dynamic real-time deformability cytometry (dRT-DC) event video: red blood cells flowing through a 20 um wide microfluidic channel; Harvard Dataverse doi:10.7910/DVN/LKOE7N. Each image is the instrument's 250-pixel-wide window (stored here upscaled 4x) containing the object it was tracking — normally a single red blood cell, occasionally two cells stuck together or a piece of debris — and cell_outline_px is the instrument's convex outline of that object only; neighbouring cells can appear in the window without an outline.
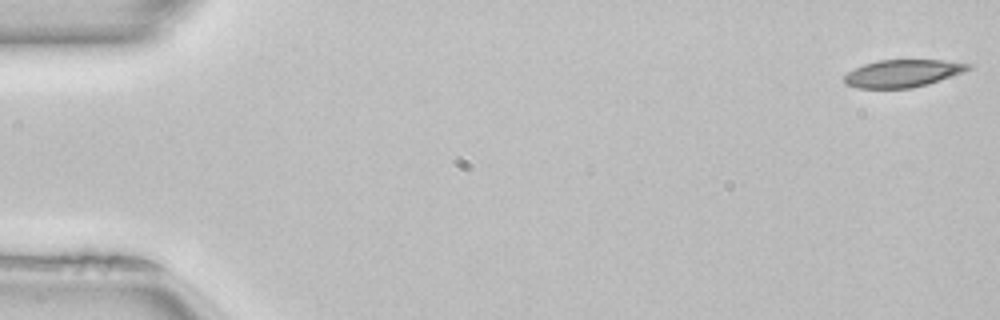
{"species": "common noctule bat (a hibernating species)", "species_latin": "Nyctalus noctula", "temperature_condition": "room temperature", "stored_images_in_passage": 50, "camera_frame_rate_fps": 3000, "um_per_image_px": 0.085, "animal": {"sex": "female", "body_mass_g": 22.7, "forearm_length_mm": 54.2}, "frame": {"image": 1, "passage_image": 1, "time_ms": 0.0, "image_size_px": [1000, 320], "cell_outline_px": [[972, 68], [964, 72], [912, 88], [856, 88], [844, 84], [844, 76], [848, 72], [864, 64], [880, 60], [940, 60], [972, 64]], "centroid_in_image_um": [76.71, 6.23], "position_along_channel_um": 8.3, "area_um2": 19.65}}
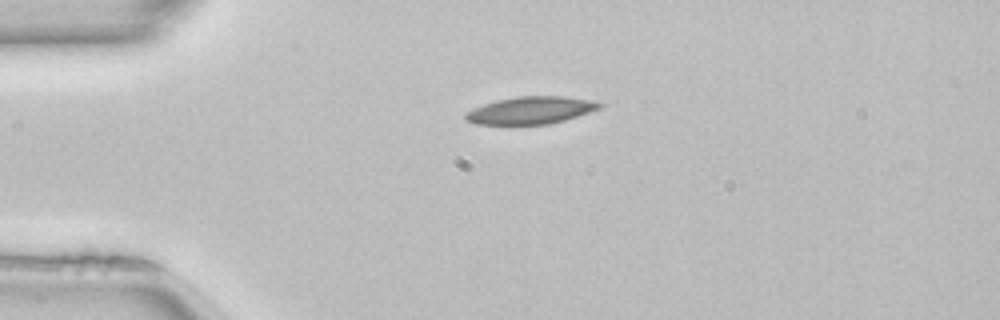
{"frame": {"image": 2, "passage_image": 12, "time_ms": 3.667, "image_size_px": [1000, 320], "cell_outline_px": [[604, 104], [600, 108], [564, 120], [548, 124], [476, 124], [464, 120], [464, 112], [472, 108], [496, 100], [516, 96], [564, 96], [588, 100]], "centroid_in_image_um": [45.04, 9.37], "position_along_channel_um": 40.0, "area_um2": 21.27}}
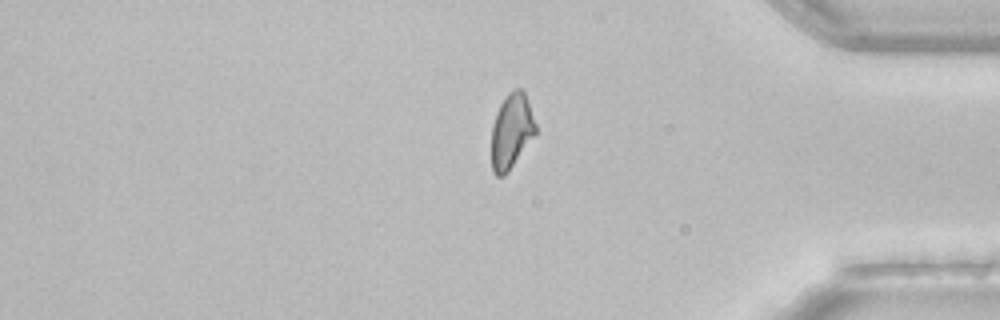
{"frame": {"image": 3, "passage_image": 42, "time_ms": 13.667, "image_size_px": [1000, 320], "cell_outline_px": [[536, 136], [508, 172], [504, 176], [496, 176], [492, 172], [492, 124], [496, 112], [500, 104], [508, 92], [516, 88], [524, 88], [536, 124]], "centroid_in_image_um": [43.49, 11.14], "position_along_channel_um": 391.7, "area_um2": 19.71}}